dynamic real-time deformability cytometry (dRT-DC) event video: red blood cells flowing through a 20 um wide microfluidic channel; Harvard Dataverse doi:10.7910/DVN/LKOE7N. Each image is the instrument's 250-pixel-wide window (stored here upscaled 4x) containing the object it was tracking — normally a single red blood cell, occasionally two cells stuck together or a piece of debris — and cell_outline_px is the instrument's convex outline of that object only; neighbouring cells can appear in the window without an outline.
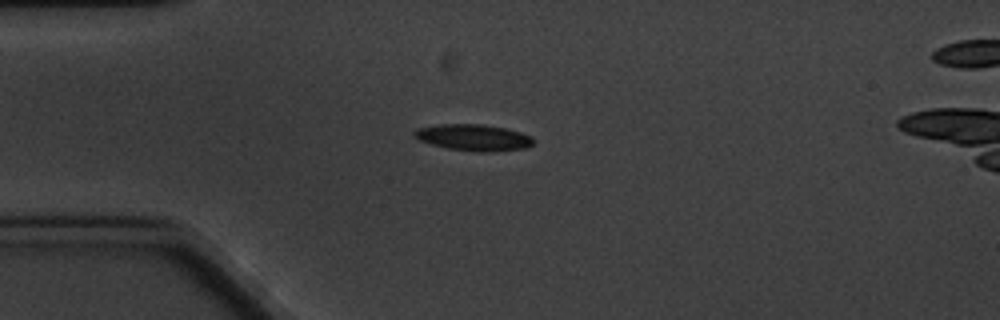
{"species": "common noctule bat (a hibernating species)", "species_latin": "Nyctalus noctula", "temperature_condition": "cold", "stored_images_in_passage": 6, "camera_frame_rate_fps": 3000, "um_per_image_px": 0.085, "animal": {"sex": "male", "body_mass_g": 20.1, "forearm_length_mm": 53.5}, "frame": {"image": 1, "passage_image": 3, "time_ms": 2.333, "image_size_px": [1000, 320], "cell_outline_px": [[536, 144], [528, 148], [488, 152], [480, 152], [448, 148], [432, 144], [420, 140], [412, 136], [412, 132], [416, 128], [440, 124], [480, 124], [504, 128], [520, 132], [532, 136]], "centroid_in_image_um": [40.27, 11.69], "position_along_channel_um": 44.7, "area_um2": 18.44}}